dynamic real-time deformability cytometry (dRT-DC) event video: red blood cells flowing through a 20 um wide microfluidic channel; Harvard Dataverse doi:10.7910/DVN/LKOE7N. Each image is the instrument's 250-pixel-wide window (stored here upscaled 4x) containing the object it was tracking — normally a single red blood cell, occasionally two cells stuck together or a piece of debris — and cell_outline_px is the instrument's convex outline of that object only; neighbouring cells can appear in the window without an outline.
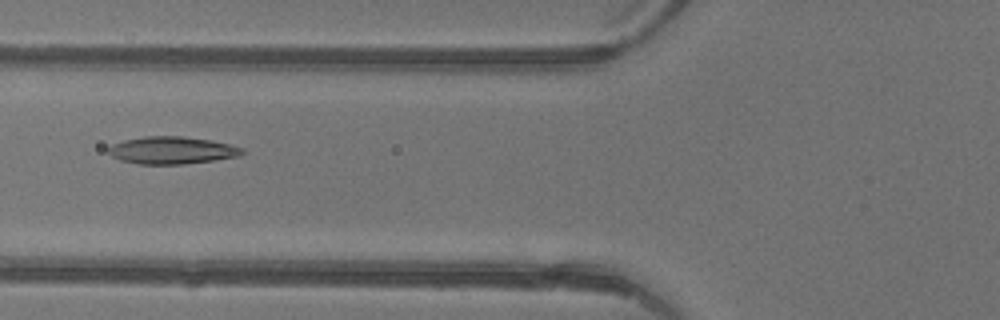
{"species": "common noctule bat (a hibernating species)", "species_latin": "Nyctalus noctula", "temperature_condition": "warm", "stored_images_in_passage": 5, "camera_frame_rate_fps": 3000, "um_per_image_px": 0.085, "animal": {"sex": "female"}, "frame": {"image": 1, "passage_image": 5, "time_ms": 1.333, "image_size_px": [1000, 320], "cell_outline_px": [[244, 152], [240, 156], [216, 160], [184, 164], [140, 164], [120, 160], [112, 156], [108, 152], [108, 148], [112, 144], [124, 140], [144, 136], [184, 136], [208, 140], [228, 144], [244, 148]], "centroid_in_image_um": [14.61, 12.78], "position_along_channel_um": 111.2, "area_um2": 21.33}}